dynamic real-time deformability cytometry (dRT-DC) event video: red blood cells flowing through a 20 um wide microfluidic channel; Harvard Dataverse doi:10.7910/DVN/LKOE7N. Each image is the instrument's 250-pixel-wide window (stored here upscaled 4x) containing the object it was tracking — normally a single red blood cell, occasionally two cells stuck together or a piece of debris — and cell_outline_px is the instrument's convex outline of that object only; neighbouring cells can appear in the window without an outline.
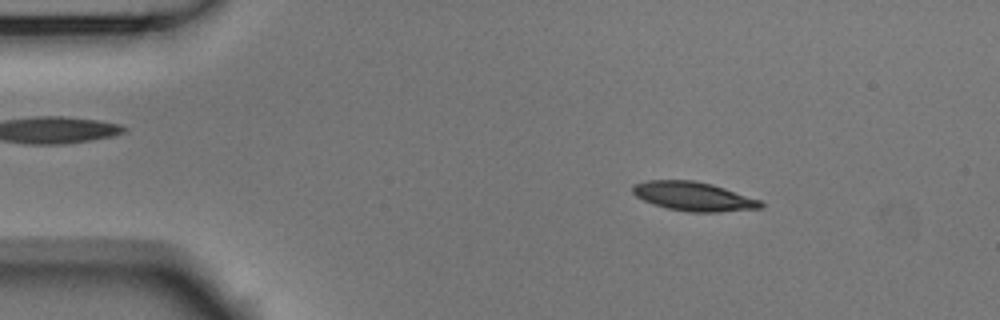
{"species": "Egyptian fruit bat (a non-hibernating species)", "species_latin": "Rousettus aegyptiacus", "temperature_condition": "room temperature", "stored_images_in_passage": 53, "camera_frame_rate_fps": 3000, "um_per_image_px": 0.085, "animal": {"sex": "male"}, "frame": {"image": 1, "passage_image": 8, "time_ms": 2.333, "image_size_px": [1000, 320], "cell_outline_px": [[764, 204], [760, 208], [716, 212], [688, 212], [668, 208], [652, 204], [636, 196], [632, 192], [632, 184], [648, 180], [696, 180], [712, 184], [760, 200]], "centroid_in_image_um": [58.91, 16.68], "position_along_channel_um": 26.1, "area_um2": 21.56}}
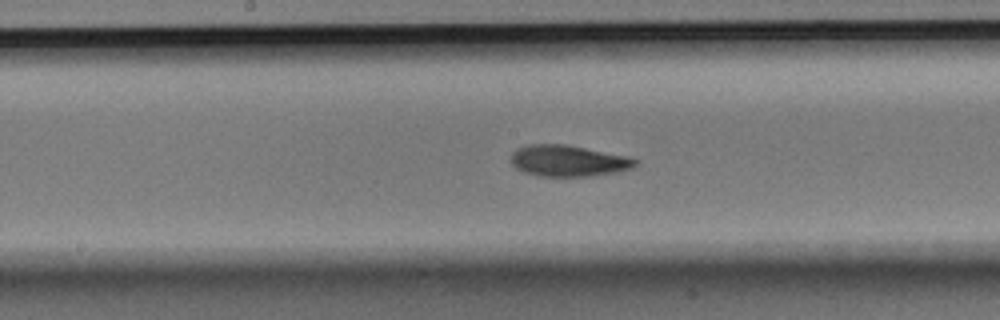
{"frame": {"image": 2, "passage_image": 27, "time_ms": 8.667, "image_size_px": [1000, 320], "cell_outline_px": [[640, 160], [632, 168], [620, 172], [592, 176], [540, 176], [524, 172], [516, 168], [512, 164], [512, 152], [516, 148], [528, 144], [568, 144], [632, 156]], "centroid_in_image_um": [48.38, 13.65], "position_along_channel_um": 199.8, "area_um2": 23.18}}
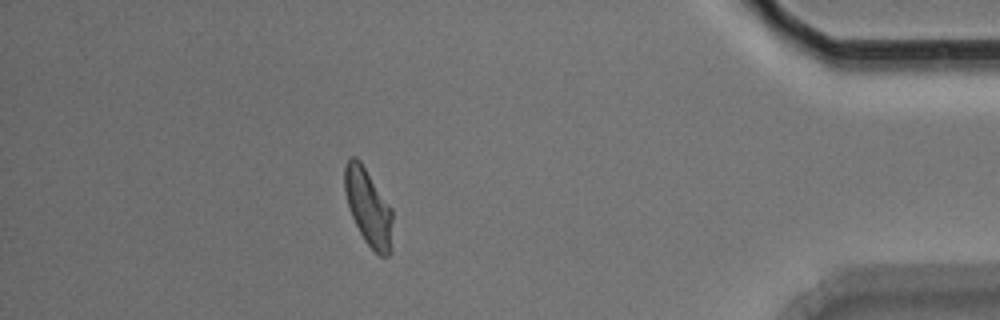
{"frame": {"image": 3, "passage_image": 47, "time_ms": 15.333, "image_size_px": [1000, 320], "cell_outline_px": [[392, 252], [388, 256], [380, 256], [364, 240], [352, 216], [348, 204], [344, 188], [344, 164], [352, 156], [356, 156], [360, 160], [392, 208]], "centroid_in_image_um": [31.32, 17.61], "position_along_channel_um": 403.9, "area_um2": 21.44}, "authors_computed_cell_mechanics": {"area_um2": 21.7328, "velocity_mm_per_s": 3.7291, "shape_relaxation_time_tau1_ms": 3.2518, "shape_relaxation_time_tau2_ms": 7.7295, "deformation_change_tau1": 0.1619, "deformation_change_tau2": 0.1289}}